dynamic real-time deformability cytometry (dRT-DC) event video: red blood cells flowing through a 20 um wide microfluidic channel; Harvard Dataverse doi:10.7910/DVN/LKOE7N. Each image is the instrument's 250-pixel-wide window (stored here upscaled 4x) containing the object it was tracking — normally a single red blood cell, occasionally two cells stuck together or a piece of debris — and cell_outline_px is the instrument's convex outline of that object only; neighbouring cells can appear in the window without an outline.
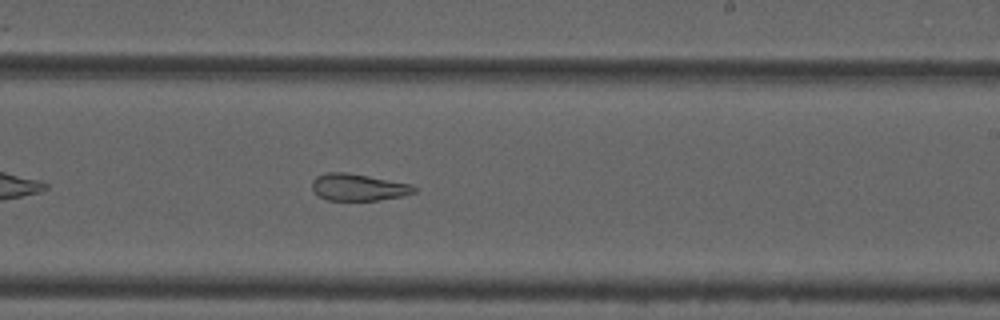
{"species": "common noctule bat (a hibernating species)", "species_latin": "Nyctalus noctula", "temperature_condition": "cold", "stored_images_in_passage": 39, "segment_of_instrument_passage": [1, 2], "camera_frame_rate_fps": 3000, "um_per_image_px": 0.085, "animal": {"sex": "male", "forearm_length_mm": 52.5}, "frame": {"image": 1, "passage_image": 17, "time_ms": 5.333, "image_size_px": [1000, 320], "cell_outline_px": [[416, 192], [404, 196], [380, 200], [328, 200], [320, 196], [312, 188], [312, 180], [316, 176], [328, 172], [348, 172], [412, 184], [416, 188]], "centroid_in_image_um": [30.49, 15.91], "position_along_channel_um": 258.5, "area_um2": 16.07}}